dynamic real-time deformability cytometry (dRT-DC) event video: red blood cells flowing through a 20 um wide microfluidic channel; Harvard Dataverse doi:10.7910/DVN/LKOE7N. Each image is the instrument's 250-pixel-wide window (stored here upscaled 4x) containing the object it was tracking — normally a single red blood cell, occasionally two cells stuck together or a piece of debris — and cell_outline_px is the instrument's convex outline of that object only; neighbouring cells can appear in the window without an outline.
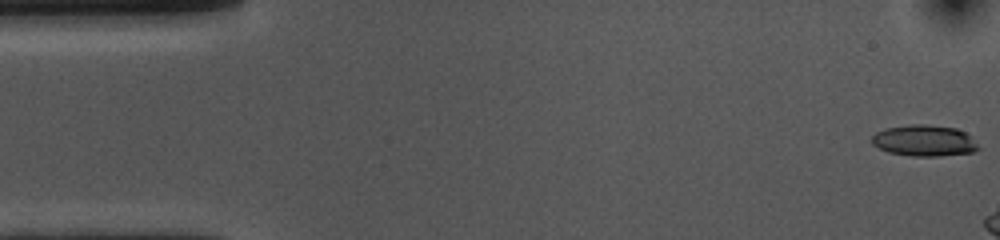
{"species": "common noctule bat (a hibernating species)", "species_latin": "Nyctalus noctula", "temperature_condition": "cold", "stored_images_in_passage": 7, "camera_frame_rate_fps": 3000, "um_per_image_px": 0.085, "animal": {"sex": "female", "body_mass_g": 10.0, "forearm_length_mm": 53.1}, "frame": {"image": 1, "passage_image": 1, "time_ms": 0.0, "image_size_px": [1000, 240], "cell_outline_px": [[980, 148], [972, 152], [940, 156], [912, 156], [888, 152], [872, 144], [872, 136], [876, 132], [888, 128], [908, 124], [924, 124], [956, 128], [964, 132]], "centroid_in_image_um": [78.53, 11.95], "position_along_channel_um": 6.5, "area_um2": 19.13}}